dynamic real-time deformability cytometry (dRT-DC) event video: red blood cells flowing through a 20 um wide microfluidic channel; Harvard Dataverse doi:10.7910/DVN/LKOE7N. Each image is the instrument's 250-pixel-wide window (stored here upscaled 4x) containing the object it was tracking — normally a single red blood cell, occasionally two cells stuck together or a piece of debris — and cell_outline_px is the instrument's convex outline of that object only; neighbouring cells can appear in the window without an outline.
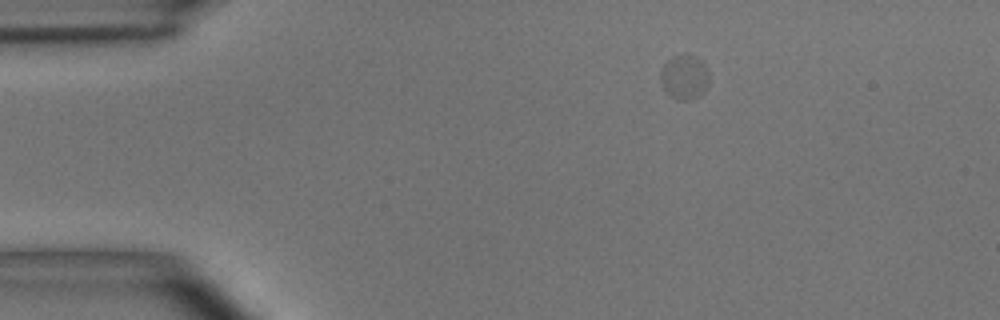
{"species": "common noctule bat (a hibernating species)", "species_latin": "Nyctalus noctula", "temperature_condition": "room temperature", "stored_images_in_passage": 47, "camera_frame_rate_fps": 3000, "um_per_image_px": 0.085, "animal": {"sex": "male", "body_mass_g": 15.6}, "frame": {"image": 1, "passage_image": 1, "time_ms": 0.0, "image_size_px": [1000, 320], "cell_outline_px": [[708, 84], [704, 92], [692, 100], [676, 100], [664, 88], [660, 80], [660, 68], [672, 56], [684, 52], [696, 56], [704, 60], [708, 68]], "centroid_in_image_um": [58.2, 6.5], "position_along_channel_um": 26.8, "area_um2": 13.06}}
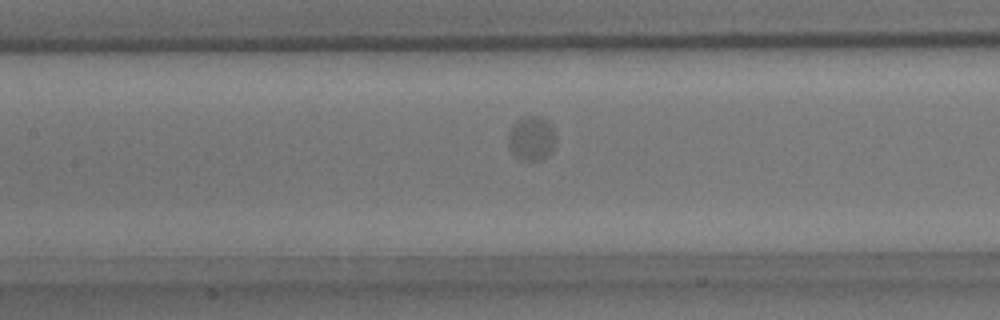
{"frame": {"image": 2, "passage_image": 17, "time_ms": 5.333, "image_size_px": [1000, 320], "cell_outline_px": [[556, 140], [552, 152], [540, 160], [520, 160], [512, 152], [508, 144], [508, 136], [512, 124], [516, 120], [524, 116], [536, 116], [544, 120], [552, 128]], "centroid_in_image_um": [45.15, 11.77], "position_along_channel_um": 162.2, "area_um2": 12.14}}
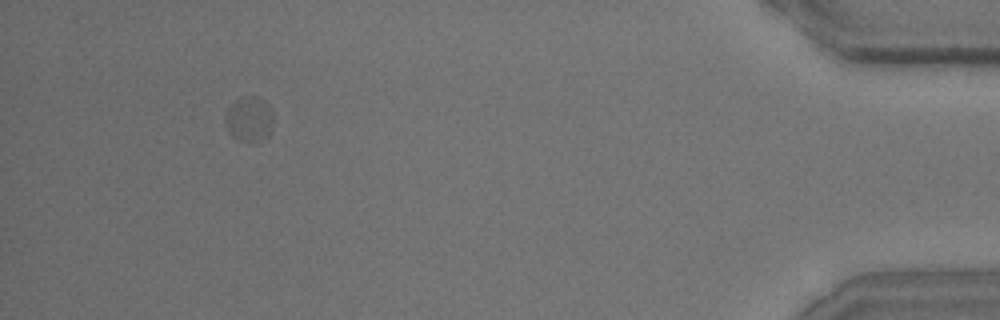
{"frame": {"image": 3, "passage_image": 43, "time_ms": 14.0, "image_size_px": [1000, 320], "cell_outline_px": [[272, 128], [268, 136], [252, 144], [236, 140], [228, 132], [224, 120], [224, 116], [228, 108], [236, 100], [244, 96], [252, 96], [264, 100], [272, 108]], "centroid_in_image_um": [21.17, 10.16], "position_along_channel_um": 414.0, "area_um2": 12.95}}